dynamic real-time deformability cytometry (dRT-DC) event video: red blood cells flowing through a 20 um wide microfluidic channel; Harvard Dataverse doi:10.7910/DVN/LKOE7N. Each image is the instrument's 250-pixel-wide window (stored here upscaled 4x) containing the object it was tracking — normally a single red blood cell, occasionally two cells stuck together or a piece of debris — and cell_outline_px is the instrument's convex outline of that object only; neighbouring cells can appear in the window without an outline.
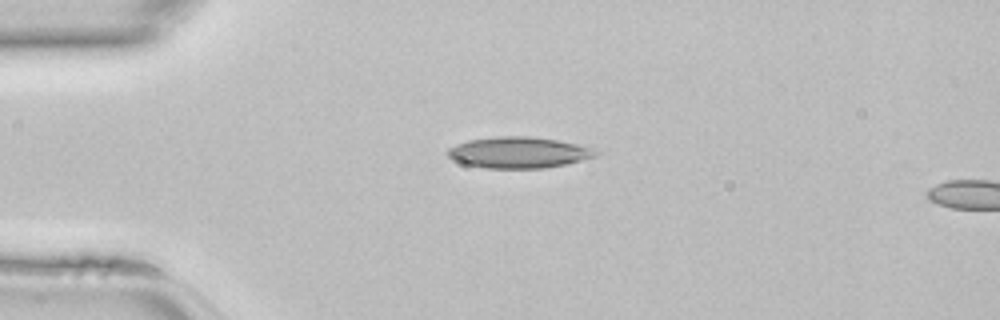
{"species": "common noctule bat (a hibernating species)", "species_latin": "Nyctalus noctula", "temperature_condition": "room temperature", "stored_images_in_passage": 4, "camera_frame_rate_fps": 3000, "um_per_image_px": 0.085, "animal": {"sex": "female", "body_mass_g": 22.7, "forearm_length_mm": 54.2}, "frame": {"image": 1, "passage_image": 1, "time_ms": 0.0, "image_size_px": [1000, 320], "cell_outline_px": [[604, 152], [596, 156], [564, 164], [544, 168], [484, 168], [464, 164], [448, 156], [444, 152], [448, 148], [456, 144], [468, 140], [496, 136], [532, 136], [556, 140], [596, 148]], "centroid_in_image_um": [44.09, 12.95], "position_along_channel_um": 40.9, "area_um2": 27.05}}